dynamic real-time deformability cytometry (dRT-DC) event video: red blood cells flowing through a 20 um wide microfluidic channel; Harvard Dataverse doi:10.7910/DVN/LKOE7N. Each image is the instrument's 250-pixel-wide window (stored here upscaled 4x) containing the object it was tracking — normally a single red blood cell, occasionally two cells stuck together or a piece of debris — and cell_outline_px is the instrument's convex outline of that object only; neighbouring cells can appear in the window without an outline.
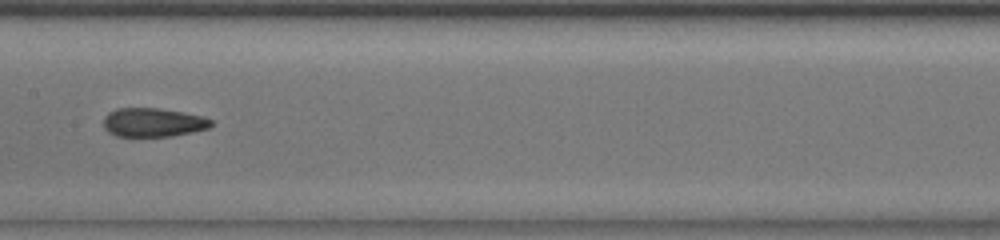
{"species": "common noctule bat (a hibernating species)", "species_latin": "Nyctalus noctula", "temperature_condition": "room temperature", "stored_images_in_passage": 21, "camera_frame_rate_fps": 3000, "um_per_image_px": 0.085, "animal": {"sex": "male", "body_mass_g": 13.0, "forearm_length_mm": 53.1}, "frame": {"image": 1, "passage_image": 12, "time_ms": 3.667, "image_size_px": [1000, 240], "cell_outline_px": [[212, 124], [208, 128], [192, 132], [172, 136], [116, 136], [108, 132], [104, 128], [104, 116], [108, 112], [116, 108], [156, 108], [184, 112], [204, 116], [212, 120]], "centroid_in_image_um": [13.0, 10.4], "position_along_channel_um": 194.4, "area_um2": 18.15}}
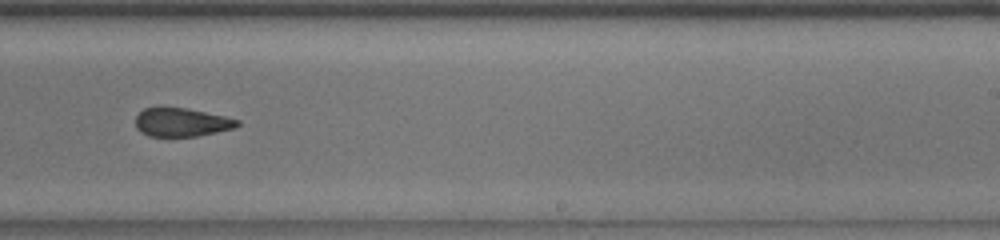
{"frame": {"image": 2, "passage_image": 18, "time_ms": 5.667, "image_size_px": [1000, 240], "cell_outline_px": [[240, 124], [236, 128], [196, 136], [148, 136], [140, 132], [136, 128], [136, 116], [144, 108], [184, 108], [224, 116], [240, 120]], "centroid_in_image_um": [15.44, 10.41], "position_along_channel_um": 273.6, "area_um2": 16.76}}